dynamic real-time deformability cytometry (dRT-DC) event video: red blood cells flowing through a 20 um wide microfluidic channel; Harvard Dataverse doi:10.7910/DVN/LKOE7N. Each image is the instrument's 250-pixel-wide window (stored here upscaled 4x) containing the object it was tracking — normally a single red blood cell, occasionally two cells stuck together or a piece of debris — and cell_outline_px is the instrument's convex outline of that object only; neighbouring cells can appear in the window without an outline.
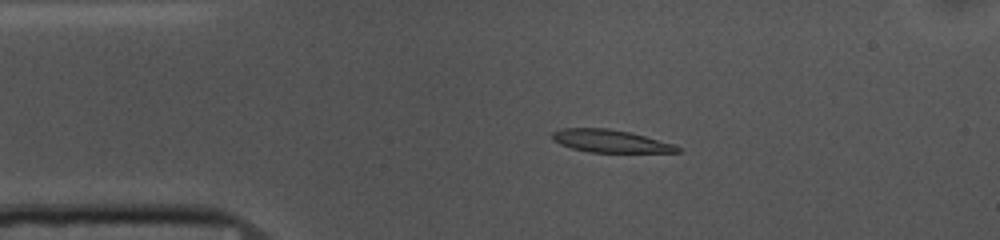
{"species": "common noctule bat (a hibernating species)", "species_latin": "Nyctalus noctula", "temperature_condition": "cold", "stored_images_in_passage": 53, "camera_frame_rate_fps": 3000, "um_per_image_px": 0.085, "animal": {"sex": "female", "body_mass_g": 10.0, "forearm_length_mm": 53.1}, "frame": {"image": 1, "passage_image": 10, "time_ms": 3.0, "image_size_px": [1000, 240], "cell_outline_px": [[680, 152], [588, 152], [572, 148], [560, 144], [552, 140], [552, 132], [560, 128], [608, 128], [632, 132], [676, 144], [680, 148]], "centroid_in_image_um": [51.89, 11.98], "position_along_channel_um": 33.1, "area_um2": 16.7}}
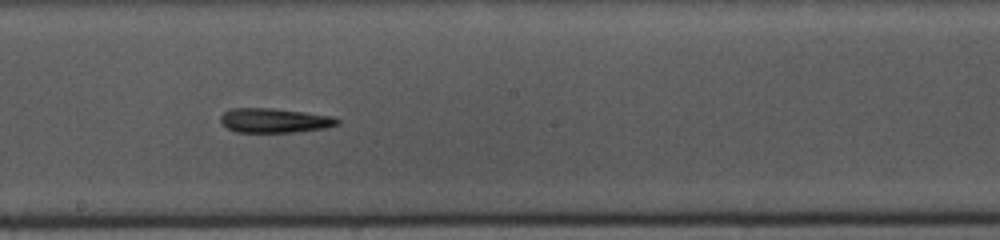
{"frame": {"image": 2, "passage_image": 28, "time_ms": 9.0, "image_size_px": [1000, 240], "cell_outline_px": [[340, 124], [324, 128], [296, 132], [236, 132], [228, 128], [220, 120], [220, 116], [224, 112], [232, 108], [272, 108], [304, 112], [332, 116], [340, 120]], "centroid_in_image_um": [23.34, 10.24], "position_along_channel_um": 224.9, "area_um2": 16.59}}
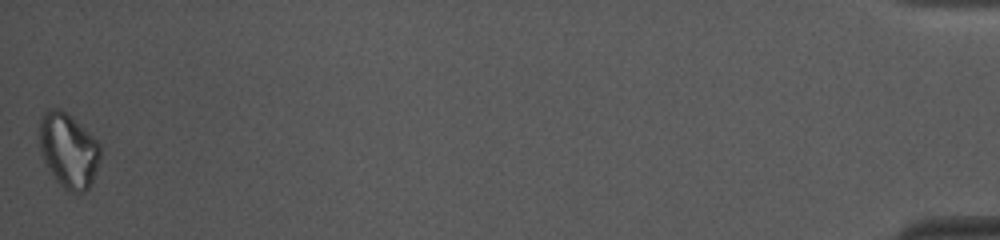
{"frame": {"image": 3, "passage_image": 53, "time_ms": 17.333, "image_size_px": [1000, 240], "cell_outline_px": [[100, 160], [92, 180], [88, 188], [84, 192], [72, 192], [64, 188], [56, 180], [44, 160], [40, 152], [40, 116], [48, 108], [60, 108], [92, 136], [100, 144]], "centroid_in_image_um": [5.81, 12.78], "position_along_channel_um": 429.4, "area_um2": 26.01}}